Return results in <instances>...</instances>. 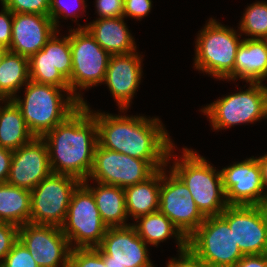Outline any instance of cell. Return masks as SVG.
I'll return each mask as SVG.
<instances>
[{
  "label": "cell",
  "instance_id": "f546056e",
  "mask_svg": "<svg viewBox=\"0 0 267 267\" xmlns=\"http://www.w3.org/2000/svg\"><path fill=\"white\" fill-rule=\"evenodd\" d=\"M68 267H107L96 248L71 249Z\"/></svg>",
  "mask_w": 267,
  "mask_h": 267
},
{
  "label": "cell",
  "instance_id": "8fae6325",
  "mask_svg": "<svg viewBox=\"0 0 267 267\" xmlns=\"http://www.w3.org/2000/svg\"><path fill=\"white\" fill-rule=\"evenodd\" d=\"M81 183L77 178L51 173L31 190L29 223L62 227L72 194Z\"/></svg>",
  "mask_w": 267,
  "mask_h": 267
},
{
  "label": "cell",
  "instance_id": "44dd1931",
  "mask_svg": "<svg viewBox=\"0 0 267 267\" xmlns=\"http://www.w3.org/2000/svg\"><path fill=\"white\" fill-rule=\"evenodd\" d=\"M262 83L267 78V40L243 38L237 49L233 71L225 78Z\"/></svg>",
  "mask_w": 267,
  "mask_h": 267
},
{
  "label": "cell",
  "instance_id": "30bf717a",
  "mask_svg": "<svg viewBox=\"0 0 267 267\" xmlns=\"http://www.w3.org/2000/svg\"><path fill=\"white\" fill-rule=\"evenodd\" d=\"M168 161H145L126 154L108 150L98 143L94 150V163L89 179L125 188L141 183L157 170L165 168Z\"/></svg>",
  "mask_w": 267,
  "mask_h": 267
},
{
  "label": "cell",
  "instance_id": "e0dca14e",
  "mask_svg": "<svg viewBox=\"0 0 267 267\" xmlns=\"http://www.w3.org/2000/svg\"><path fill=\"white\" fill-rule=\"evenodd\" d=\"M147 244L132 225L108 227L101 244V253L107 267H154L149 259Z\"/></svg>",
  "mask_w": 267,
  "mask_h": 267
},
{
  "label": "cell",
  "instance_id": "83f0119b",
  "mask_svg": "<svg viewBox=\"0 0 267 267\" xmlns=\"http://www.w3.org/2000/svg\"><path fill=\"white\" fill-rule=\"evenodd\" d=\"M29 80V58L8 51L0 64V101L13 99Z\"/></svg>",
  "mask_w": 267,
  "mask_h": 267
},
{
  "label": "cell",
  "instance_id": "60d3db41",
  "mask_svg": "<svg viewBox=\"0 0 267 267\" xmlns=\"http://www.w3.org/2000/svg\"><path fill=\"white\" fill-rule=\"evenodd\" d=\"M257 161L261 168V177H262V185L264 189V193L267 196V191L265 189L267 188V154L257 157Z\"/></svg>",
  "mask_w": 267,
  "mask_h": 267
},
{
  "label": "cell",
  "instance_id": "8992f818",
  "mask_svg": "<svg viewBox=\"0 0 267 267\" xmlns=\"http://www.w3.org/2000/svg\"><path fill=\"white\" fill-rule=\"evenodd\" d=\"M69 39L72 56L69 88L71 95L84 104V98L77 90L89 89L103 83L111 55L96 42L86 28H71Z\"/></svg>",
  "mask_w": 267,
  "mask_h": 267
},
{
  "label": "cell",
  "instance_id": "e575fe53",
  "mask_svg": "<svg viewBox=\"0 0 267 267\" xmlns=\"http://www.w3.org/2000/svg\"><path fill=\"white\" fill-rule=\"evenodd\" d=\"M99 19L123 17L124 0H96Z\"/></svg>",
  "mask_w": 267,
  "mask_h": 267
},
{
  "label": "cell",
  "instance_id": "277c9868",
  "mask_svg": "<svg viewBox=\"0 0 267 267\" xmlns=\"http://www.w3.org/2000/svg\"><path fill=\"white\" fill-rule=\"evenodd\" d=\"M182 153L181 159L174 157L176 161L170 169L187 186L204 217L220 215L228 206L221 171L193 149L183 148Z\"/></svg>",
  "mask_w": 267,
  "mask_h": 267
},
{
  "label": "cell",
  "instance_id": "3957f363",
  "mask_svg": "<svg viewBox=\"0 0 267 267\" xmlns=\"http://www.w3.org/2000/svg\"><path fill=\"white\" fill-rule=\"evenodd\" d=\"M24 86V98L15 96L12 100L20 108L30 132L37 138H42L81 105L71 95L70 89L31 80Z\"/></svg>",
  "mask_w": 267,
  "mask_h": 267
},
{
  "label": "cell",
  "instance_id": "9c48e42d",
  "mask_svg": "<svg viewBox=\"0 0 267 267\" xmlns=\"http://www.w3.org/2000/svg\"><path fill=\"white\" fill-rule=\"evenodd\" d=\"M61 229L71 249L96 248L105 236L108 227L99 214L92 192L82 182L72 194Z\"/></svg>",
  "mask_w": 267,
  "mask_h": 267
},
{
  "label": "cell",
  "instance_id": "1f68e13d",
  "mask_svg": "<svg viewBox=\"0 0 267 267\" xmlns=\"http://www.w3.org/2000/svg\"><path fill=\"white\" fill-rule=\"evenodd\" d=\"M0 267H39L26 246L18 240Z\"/></svg>",
  "mask_w": 267,
  "mask_h": 267
},
{
  "label": "cell",
  "instance_id": "8d00e7d4",
  "mask_svg": "<svg viewBox=\"0 0 267 267\" xmlns=\"http://www.w3.org/2000/svg\"><path fill=\"white\" fill-rule=\"evenodd\" d=\"M167 267H207V265L187 246L179 251V258H171Z\"/></svg>",
  "mask_w": 267,
  "mask_h": 267
},
{
  "label": "cell",
  "instance_id": "b9f144b4",
  "mask_svg": "<svg viewBox=\"0 0 267 267\" xmlns=\"http://www.w3.org/2000/svg\"><path fill=\"white\" fill-rule=\"evenodd\" d=\"M8 51L9 50L7 48L0 46V64Z\"/></svg>",
  "mask_w": 267,
  "mask_h": 267
},
{
  "label": "cell",
  "instance_id": "836d02e7",
  "mask_svg": "<svg viewBox=\"0 0 267 267\" xmlns=\"http://www.w3.org/2000/svg\"><path fill=\"white\" fill-rule=\"evenodd\" d=\"M19 240V226L0 222V266L13 245Z\"/></svg>",
  "mask_w": 267,
  "mask_h": 267
},
{
  "label": "cell",
  "instance_id": "7a4b0ae2",
  "mask_svg": "<svg viewBox=\"0 0 267 267\" xmlns=\"http://www.w3.org/2000/svg\"><path fill=\"white\" fill-rule=\"evenodd\" d=\"M42 139L48 147L52 173L70 175L81 182L88 179L98 139L96 118L87 102Z\"/></svg>",
  "mask_w": 267,
  "mask_h": 267
},
{
  "label": "cell",
  "instance_id": "cb8c5ba5",
  "mask_svg": "<svg viewBox=\"0 0 267 267\" xmlns=\"http://www.w3.org/2000/svg\"><path fill=\"white\" fill-rule=\"evenodd\" d=\"M126 212L133 220L159 211L160 169L147 180L124 188Z\"/></svg>",
  "mask_w": 267,
  "mask_h": 267
},
{
  "label": "cell",
  "instance_id": "4316f807",
  "mask_svg": "<svg viewBox=\"0 0 267 267\" xmlns=\"http://www.w3.org/2000/svg\"><path fill=\"white\" fill-rule=\"evenodd\" d=\"M31 191L8 183L0 184V222L22 226L29 223Z\"/></svg>",
  "mask_w": 267,
  "mask_h": 267
},
{
  "label": "cell",
  "instance_id": "603a6c76",
  "mask_svg": "<svg viewBox=\"0 0 267 267\" xmlns=\"http://www.w3.org/2000/svg\"><path fill=\"white\" fill-rule=\"evenodd\" d=\"M82 183L92 192L99 214L107 227H124L128 215L126 212L124 188L96 182V187L88 184V179Z\"/></svg>",
  "mask_w": 267,
  "mask_h": 267
},
{
  "label": "cell",
  "instance_id": "d6986e66",
  "mask_svg": "<svg viewBox=\"0 0 267 267\" xmlns=\"http://www.w3.org/2000/svg\"><path fill=\"white\" fill-rule=\"evenodd\" d=\"M142 56L134 51L129 54L111 55L103 83L107 84L120 112L131 105L142 78Z\"/></svg>",
  "mask_w": 267,
  "mask_h": 267
},
{
  "label": "cell",
  "instance_id": "2e32d148",
  "mask_svg": "<svg viewBox=\"0 0 267 267\" xmlns=\"http://www.w3.org/2000/svg\"><path fill=\"white\" fill-rule=\"evenodd\" d=\"M220 171L228 205H267L257 158L252 156Z\"/></svg>",
  "mask_w": 267,
  "mask_h": 267
},
{
  "label": "cell",
  "instance_id": "d6a6232c",
  "mask_svg": "<svg viewBox=\"0 0 267 267\" xmlns=\"http://www.w3.org/2000/svg\"><path fill=\"white\" fill-rule=\"evenodd\" d=\"M66 1L67 0H50L49 16L53 20V23H54V26L56 29H57V27H59L58 23H59L60 17L65 18V19L68 18L69 16L74 17V18L79 17V15L76 13L77 9L74 8V10L72 11L73 5H75V6L78 5V7H76V8H78V10H79V7H81L82 11L86 12L85 8L87 6L85 3V0H73L74 3H71V5H69V2L68 1L66 2Z\"/></svg>",
  "mask_w": 267,
  "mask_h": 267
},
{
  "label": "cell",
  "instance_id": "7c38bea8",
  "mask_svg": "<svg viewBox=\"0 0 267 267\" xmlns=\"http://www.w3.org/2000/svg\"><path fill=\"white\" fill-rule=\"evenodd\" d=\"M167 173L166 168L160 169L159 211L188 238L205 217L198 210L184 182L171 169Z\"/></svg>",
  "mask_w": 267,
  "mask_h": 267
},
{
  "label": "cell",
  "instance_id": "4fadbf2b",
  "mask_svg": "<svg viewBox=\"0 0 267 267\" xmlns=\"http://www.w3.org/2000/svg\"><path fill=\"white\" fill-rule=\"evenodd\" d=\"M220 215L243 255L267 254V205H228Z\"/></svg>",
  "mask_w": 267,
  "mask_h": 267
},
{
  "label": "cell",
  "instance_id": "6da1fadb",
  "mask_svg": "<svg viewBox=\"0 0 267 267\" xmlns=\"http://www.w3.org/2000/svg\"><path fill=\"white\" fill-rule=\"evenodd\" d=\"M91 112L101 147L145 161L170 162L174 156L175 145L159 118Z\"/></svg>",
  "mask_w": 267,
  "mask_h": 267
},
{
  "label": "cell",
  "instance_id": "5bb4252c",
  "mask_svg": "<svg viewBox=\"0 0 267 267\" xmlns=\"http://www.w3.org/2000/svg\"><path fill=\"white\" fill-rule=\"evenodd\" d=\"M58 33L56 31L46 45L29 58L30 80L70 89L68 79L72 71V56L69 34L58 38Z\"/></svg>",
  "mask_w": 267,
  "mask_h": 267
},
{
  "label": "cell",
  "instance_id": "d590c367",
  "mask_svg": "<svg viewBox=\"0 0 267 267\" xmlns=\"http://www.w3.org/2000/svg\"><path fill=\"white\" fill-rule=\"evenodd\" d=\"M152 8V0H124L123 17L140 20L147 16Z\"/></svg>",
  "mask_w": 267,
  "mask_h": 267
},
{
  "label": "cell",
  "instance_id": "5b68a950",
  "mask_svg": "<svg viewBox=\"0 0 267 267\" xmlns=\"http://www.w3.org/2000/svg\"><path fill=\"white\" fill-rule=\"evenodd\" d=\"M236 30L210 18L197 35L194 67L219 80L233 71L237 49L242 43Z\"/></svg>",
  "mask_w": 267,
  "mask_h": 267
},
{
  "label": "cell",
  "instance_id": "f35d334b",
  "mask_svg": "<svg viewBox=\"0 0 267 267\" xmlns=\"http://www.w3.org/2000/svg\"><path fill=\"white\" fill-rule=\"evenodd\" d=\"M13 151L0 147V184L7 183Z\"/></svg>",
  "mask_w": 267,
  "mask_h": 267
},
{
  "label": "cell",
  "instance_id": "74e56055",
  "mask_svg": "<svg viewBox=\"0 0 267 267\" xmlns=\"http://www.w3.org/2000/svg\"><path fill=\"white\" fill-rule=\"evenodd\" d=\"M13 13L2 7L0 12V46L9 49L12 38Z\"/></svg>",
  "mask_w": 267,
  "mask_h": 267
},
{
  "label": "cell",
  "instance_id": "484cf974",
  "mask_svg": "<svg viewBox=\"0 0 267 267\" xmlns=\"http://www.w3.org/2000/svg\"><path fill=\"white\" fill-rule=\"evenodd\" d=\"M135 222V224L132 223L131 225L146 244L157 246L160 242L175 237L178 244V252L187 247V238L160 211L138 217Z\"/></svg>",
  "mask_w": 267,
  "mask_h": 267
},
{
  "label": "cell",
  "instance_id": "ab89813d",
  "mask_svg": "<svg viewBox=\"0 0 267 267\" xmlns=\"http://www.w3.org/2000/svg\"><path fill=\"white\" fill-rule=\"evenodd\" d=\"M233 267H267V254L244 255Z\"/></svg>",
  "mask_w": 267,
  "mask_h": 267
},
{
  "label": "cell",
  "instance_id": "9a60e30c",
  "mask_svg": "<svg viewBox=\"0 0 267 267\" xmlns=\"http://www.w3.org/2000/svg\"><path fill=\"white\" fill-rule=\"evenodd\" d=\"M19 240L39 267H68L71 247L60 227L26 223L19 226Z\"/></svg>",
  "mask_w": 267,
  "mask_h": 267
},
{
  "label": "cell",
  "instance_id": "d4e9b609",
  "mask_svg": "<svg viewBox=\"0 0 267 267\" xmlns=\"http://www.w3.org/2000/svg\"><path fill=\"white\" fill-rule=\"evenodd\" d=\"M0 106V147L16 150L31 142L35 136L30 132L20 108L12 99Z\"/></svg>",
  "mask_w": 267,
  "mask_h": 267
},
{
  "label": "cell",
  "instance_id": "4dcf8cb0",
  "mask_svg": "<svg viewBox=\"0 0 267 267\" xmlns=\"http://www.w3.org/2000/svg\"><path fill=\"white\" fill-rule=\"evenodd\" d=\"M13 14L27 13L49 16L50 0H0Z\"/></svg>",
  "mask_w": 267,
  "mask_h": 267
},
{
  "label": "cell",
  "instance_id": "52a82bcc",
  "mask_svg": "<svg viewBox=\"0 0 267 267\" xmlns=\"http://www.w3.org/2000/svg\"><path fill=\"white\" fill-rule=\"evenodd\" d=\"M249 85L245 91L217 99L201 110L214 130L267 119V86L259 82Z\"/></svg>",
  "mask_w": 267,
  "mask_h": 267
},
{
  "label": "cell",
  "instance_id": "ac0fdd59",
  "mask_svg": "<svg viewBox=\"0 0 267 267\" xmlns=\"http://www.w3.org/2000/svg\"><path fill=\"white\" fill-rule=\"evenodd\" d=\"M51 173L47 144L35 137L13 150L7 183L31 191Z\"/></svg>",
  "mask_w": 267,
  "mask_h": 267
},
{
  "label": "cell",
  "instance_id": "f1b7e54d",
  "mask_svg": "<svg viewBox=\"0 0 267 267\" xmlns=\"http://www.w3.org/2000/svg\"><path fill=\"white\" fill-rule=\"evenodd\" d=\"M238 27L240 34L251 36L250 39L267 38V1L250 4L243 13Z\"/></svg>",
  "mask_w": 267,
  "mask_h": 267
},
{
  "label": "cell",
  "instance_id": "7402d4cb",
  "mask_svg": "<svg viewBox=\"0 0 267 267\" xmlns=\"http://www.w3.org/2000/svg\"><path fill=\"white\" fill-rule=\"evenodd\" d=\"M96 42L110 55L129 54L136 51L134 37L129 32L124 17L97 18L85 26Z\"/></svg>",
  "mask_w": 267,
  "mask_h": 267
},
{
  "label": "cell",
  "instance_id": "ffe728a7",
  "mask_svg": "<svg viewBox=\"0 0 267 267\" xmlns=\"http://www.w3.org/2000/svg\"><path fill=\"white\" fill-rule=\"evenodd\" d=\"M58 31L50 16L13 14L12 38L9 51L26 58L38 53Z\"/></svg>",
  "mask_w": 267,
  "mask_h": 267
},
{
  "label": "cell",
  "instance_id": "ba28073f",
  "mask_svg": "<svg viewBox=\"0 0 267 267\" xmlns=\"http://www.w3.org/2000/svg\"><path fill=\"white\" fill-rule=\"evenodd\" d=\"M187 246L207 267H233L244 256L221 215L205 217L187 238Z\"/></svg>",
  "mask_w": 267,
  "mask_h": 267
}]
</instances>
